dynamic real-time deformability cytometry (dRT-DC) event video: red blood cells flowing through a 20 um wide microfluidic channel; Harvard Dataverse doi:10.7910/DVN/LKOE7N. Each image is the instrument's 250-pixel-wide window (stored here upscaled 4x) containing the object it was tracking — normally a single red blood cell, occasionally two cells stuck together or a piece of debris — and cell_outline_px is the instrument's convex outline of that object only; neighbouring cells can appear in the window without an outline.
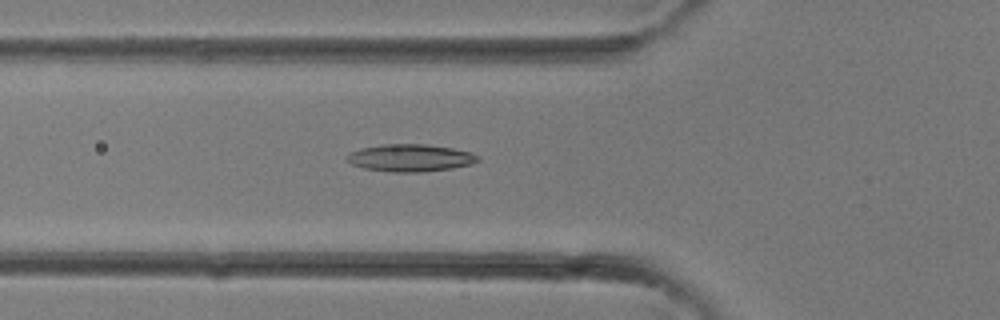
{"species": "common noctule bat (a hibernating species)", "species_latin": "Nyctalus noctula", "temperature_condition": "room temperature", "stored_images_in_passage": 32, "camera_frame_rate_fps": 3000, "um_per_image_px": 0.085, "animal": {"sex": "female"}, "frame": {"image": 1, "passage_image": 11, "time_ms": 3.333, "image_size_px": [1000, 320], "cell_outline_px": [[480, 160], [472, 164], [452, 168], [420, 172], [392, 172], [364, 168], [352, 164], [348, 160], [348, 156], [352, 152], [360, 148], [380, 144], [424, 144], [452, 148], [468, 152], [480, 156]], "centroid_in_image_um": [34.9, 13.42], "position_along_channel_um": 90.9, "area_um2": 20.69}}
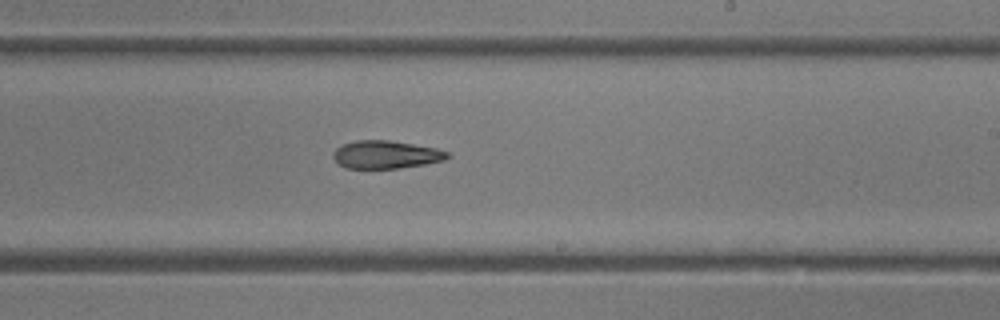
{"frame": {"image": 2, "passage_image": 19, "time_ms": 6.0, "image_size_px": [1000, 320], "cell_outline_px": [[452, 156], [444, 160], [424, 164], [396, 168], [344, 168], [332, 156], [336, 148], [340, 144], [356, 140], [388, 140], [436, 148], [448, 152]], "centroid_in_image_um": [32.79, 13.13], "position_along_channel_um": 256.2, "area_um2": 18.5}}
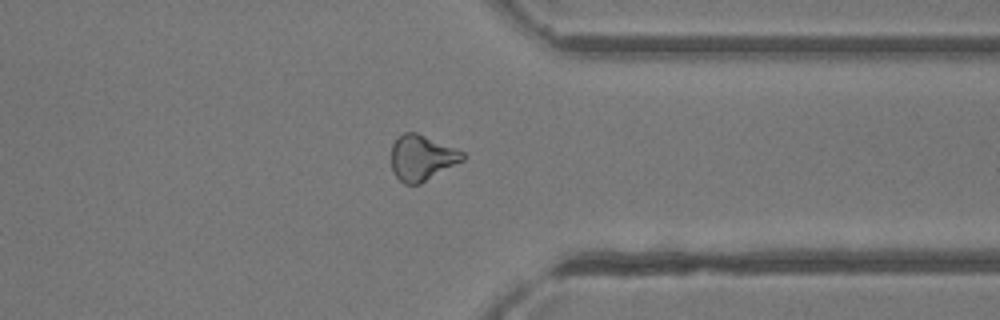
{"frame": {"image": 3, "passage_image": 25, "time_ms": 8.0, "image_size_px": [1000, 320], "cell_outline_px": [[468, 156], [464, 160], [420, 184], [404, 184], [396, 176], [392, 168], [392, 144], [396, 136], [404, 132], [416, 132], [456, 148], [464, 152]], "centroid_in_image_um": [35.87, 13.39], "position_along_channel_um": 375.5, "area_um2": 19.07}}